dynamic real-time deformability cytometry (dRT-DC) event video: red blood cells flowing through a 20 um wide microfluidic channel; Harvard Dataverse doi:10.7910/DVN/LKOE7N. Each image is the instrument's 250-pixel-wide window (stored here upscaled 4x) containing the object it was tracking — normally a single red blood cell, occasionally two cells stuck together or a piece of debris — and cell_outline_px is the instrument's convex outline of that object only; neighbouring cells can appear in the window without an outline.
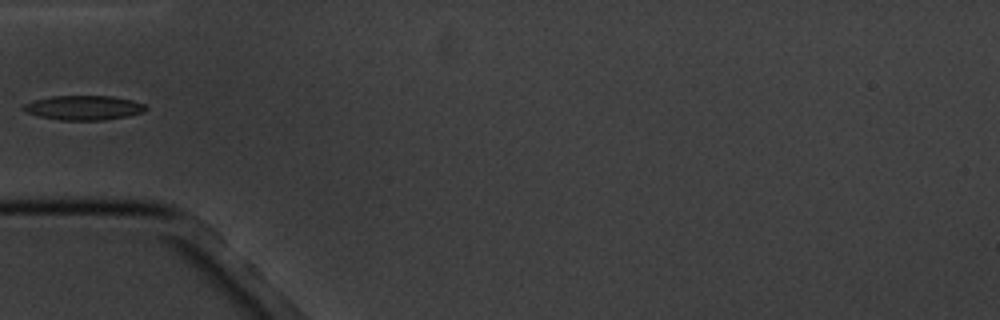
{"species": "common noctule bat (a hibernating species)", "species_latin": "Nyctalus noctula", "temperature_condition": "cold", "stored_images_in_passage": 6, "camera_frame_rate_fps": 3000, "um_per_image_px": 0.085, "animal": {"sex": "male", "body_mass_g": 20.1, "forearm_length_mm": 53.5}, "frame": {"image": 1, "passage_image": 6, "time_ms": 5.667, "image_size_px": [1000, 320], "cell_outline_px": [[148, 108], [144, 112], [128, 116], [104, 120], [60, 120], [40, 116], [24, 112], [20, 108], [24, 104], [36, 100], [52, 96], [112, 96], [132, 100], [144, 104]], "centroid_in_image_um": [7.12, 9.16], "position_along_channel_um": 77.9, "area_um2": 17.46}}